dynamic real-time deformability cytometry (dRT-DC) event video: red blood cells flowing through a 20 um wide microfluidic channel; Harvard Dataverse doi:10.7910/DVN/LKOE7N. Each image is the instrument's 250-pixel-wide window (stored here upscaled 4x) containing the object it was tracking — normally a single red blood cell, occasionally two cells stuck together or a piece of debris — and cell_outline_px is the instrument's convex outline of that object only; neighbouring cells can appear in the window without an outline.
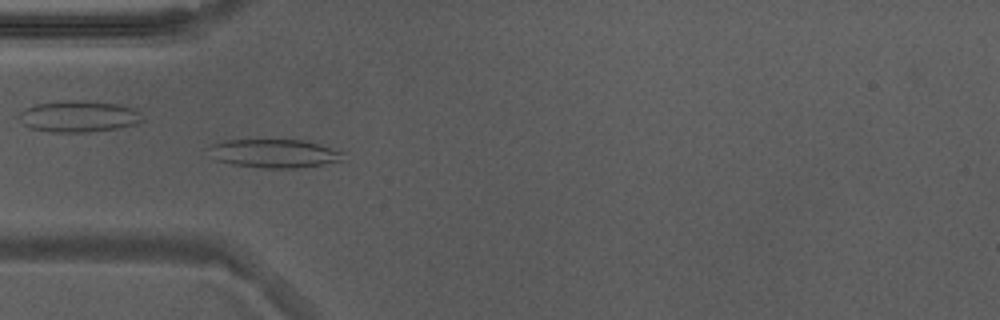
{"species": "Egyptian fruit bat (a non-hibernating species)", "species_latin": "Rousettus aegyptiacus", "temperature_condition": "warm", "stored_images_in_passage": 53, "camera_frame_rate_fps": 3000, "um_per_image_px": 0.085, "animal": {"sex": "male"}, "frame": {"image": 1, "passage_image": 16, "time_ms": 5.0, "image_size_px": [1000, 320], "cell_outline_px": [[344, 160], [324, 164], [296, 168], [264, 168], [232, 164], [216, 160], [204, 148], [212, 144], [224, 140], [304, 140], [344, 152]], "centroid_in_image_um": [23.27, 13.04], "position_along_channel_um": 61.7, "area_um2": 22.43}, "authors_computed_cell_mechanics": {"area_um2": 20.1144, "velocity_mm_per_s": 3.8367, "shape_relaxation_time_tau1_ms": 3.9665, "shape_relaxation_time_tau2_ms": 1.4159, "deformation_change_tau1": 0.1525, "deformation_change_tau2": 0.0739}}